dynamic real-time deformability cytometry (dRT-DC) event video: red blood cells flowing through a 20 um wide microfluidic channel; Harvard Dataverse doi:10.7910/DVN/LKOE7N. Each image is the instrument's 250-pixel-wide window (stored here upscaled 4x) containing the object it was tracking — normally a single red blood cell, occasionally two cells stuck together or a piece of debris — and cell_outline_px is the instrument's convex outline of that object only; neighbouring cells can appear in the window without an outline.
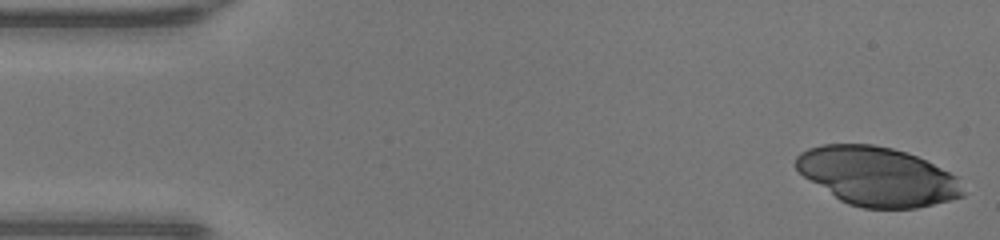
{"species": "human", "species_latin": "Homo sapiens", "temperature_condition": "warm", "stored_images_in_passage": 22, "camera_frame_rate_fps": 3000, "um_per_image_px": 0.085, "donor": {"sex": "male"}, "frame": {"image": 1, "passage_image": 1, "time_ms": 0.0, "image_size_px": [1000, 240], "cell_outline_px": [[968, 192], [964, 196], [916, 208], [864, 208], [848, 204], [840, 200], [804, 176], [796, 168], [796, 156], [800, 152], [808, 148], [824, 144], [872, 144], [892, 148], [916, 156], [956, 176]], "centroid_in_image_um": [74.58, 14.99], "position_along_channel_um": 10.4, "area_um2": 56.82}}